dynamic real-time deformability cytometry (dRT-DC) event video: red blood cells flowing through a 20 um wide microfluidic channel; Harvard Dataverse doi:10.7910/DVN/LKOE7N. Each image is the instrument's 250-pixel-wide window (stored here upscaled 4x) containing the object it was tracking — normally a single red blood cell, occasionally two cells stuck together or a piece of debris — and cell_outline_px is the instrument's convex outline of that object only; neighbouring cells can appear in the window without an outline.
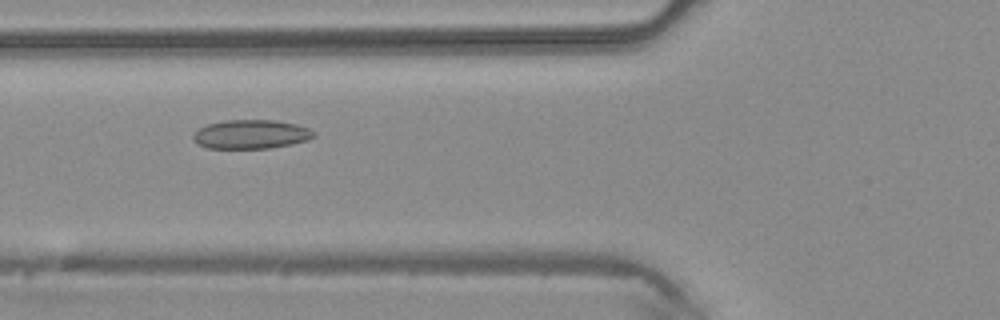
{"species": "common noctule bat (a hibernating species)", "species_latin": "Nyctalus noctula", "temperature_condition": "warm", "stored_images_in_passage": 7, "camera_frame_rate_fps": 3000, "um_per_image_px": 0.085, "animal": {"sex": "male", "body_mass_g": 20.4}, "frame": {"image": 1, "passage_image": 7, "time_ms": 2.0, "image_size_px": [1000, 320], "cell_outline_px": [[316, 136], [308, 140], [292, 144], [268, 148], [208, 148], [192, 140], [192, 136], [200, 128], [208, 124], [224, 120], [276, 120], [296, 124], [308, 128]], "centroid_in_image_um": [21.34, 11.41], "position_along_channel_um": 104.5, "area_um2": 20.23}}